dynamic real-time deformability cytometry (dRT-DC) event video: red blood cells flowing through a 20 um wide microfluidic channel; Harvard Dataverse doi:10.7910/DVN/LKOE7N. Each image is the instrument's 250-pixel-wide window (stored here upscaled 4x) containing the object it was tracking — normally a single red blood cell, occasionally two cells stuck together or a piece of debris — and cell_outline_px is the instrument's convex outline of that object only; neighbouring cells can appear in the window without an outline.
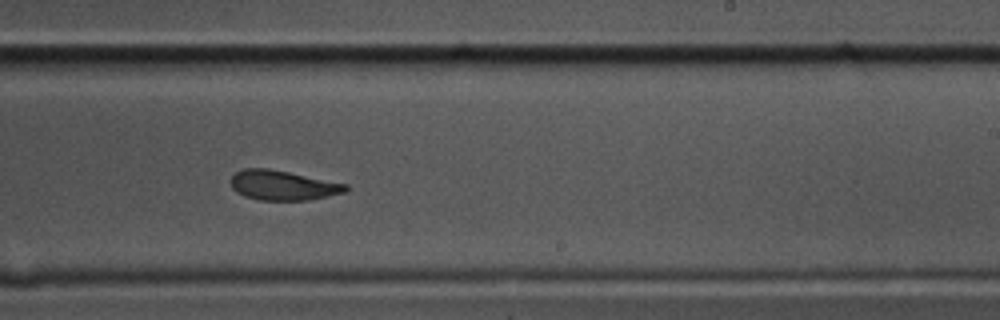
{"species": "common noctule bat (a hibernating species)", "species_latin": "Nyctalus noctula", "temperature_condition": "cold", "stored_images_in_passage": 48, "segment_of_instrument_passage": [1, 2], "camera_frame_rate_fps": 3000, "um_per_image_px": 0.085, "animal": {"sex": "male", "body_mass_g": 17.5, "forearm_length_mm": 52.3}, "frame": {"image": 1, "passage_image": 25, "time_ms": 8.0, "image_size_px": [1000, 320], "cell_outline_px": [[348, 188], [344, 192], [308, 200], [260, 200], [244, 196], [236, 192], [232, 188], [228, 180], [236, 172], [244, 168], [268, 168], [348, 184]], "centroid_in_image_um": [23.98, 15.75], "position_along_channel_um": 265.0, "area_um2": 19.88}}
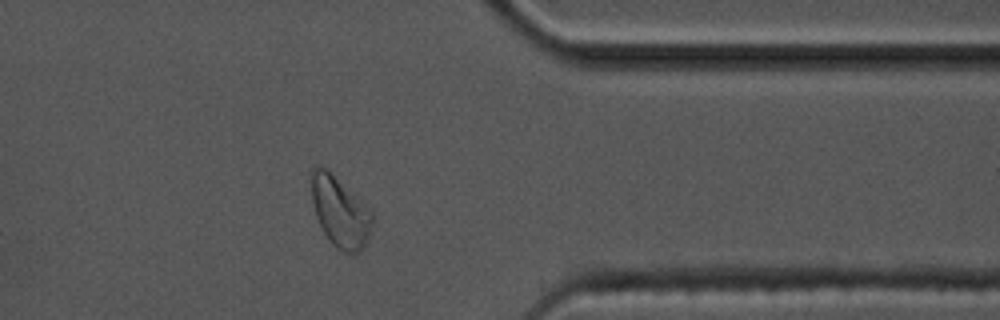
{"frame": {"image": 2, "passage_image": 36, "time_ms": 11.667, "image_size_px": [1000, 320], "cell_outline_px": [[372, 224], [364, 248], [360, 252], [344, 252], [336, 248], [332, 244], [324, 232], [316, 216], [312, 200], [312, 168], [316, 164], [324, 168], [360, 200], [372, 212]], "centroid_in_image_um": [28.89, 18.05], "position_along_channel_um": 382.5, "area_um2": 24.16}}
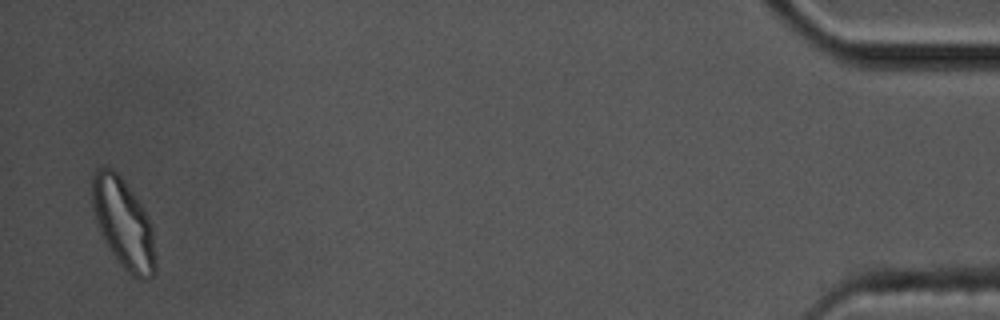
{"frame": {"image": 3, "passage_image": 46, "time_ms": 15.0, "image_size_px": [1000, 320], "cell_outline_px": [[156, 272], [152, 276], [144, 280], [140, 280], [132, 276], [116, 260], [108, 248], [100, 232], [92, 208], [92, 176], [96, 168], [112, 168], [120, 176], [144, 208], [148, 216], [152, 228], [156, 260]], "centroid_in_image_um": [10.49, 19.03], "position_along_channel_um": 424.7, "area_um2": 33.18}}